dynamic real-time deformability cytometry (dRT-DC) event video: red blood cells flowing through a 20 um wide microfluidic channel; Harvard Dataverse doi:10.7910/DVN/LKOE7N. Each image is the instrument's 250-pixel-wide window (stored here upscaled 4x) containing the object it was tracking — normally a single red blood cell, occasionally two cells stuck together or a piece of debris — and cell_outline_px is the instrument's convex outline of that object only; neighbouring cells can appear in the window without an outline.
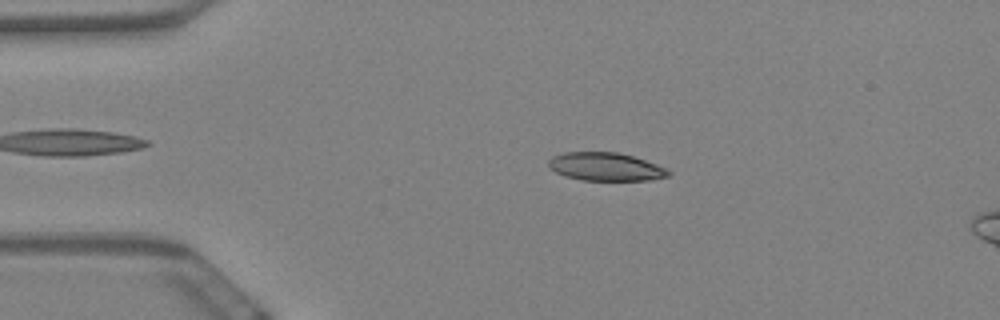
{"species": "Egyptian fruit bat (a non-hibernating species)", "species_latin": "Rousettus aegyptiacus", "temperature_condition": "warm", "stored_images_in_passage": 59, "camera_frame_rate_fps": 3000, "um_per_image_px": 0.085, "animal": {"sex": "female"}, "frame": {"image": 1, "passage_image": 12, "time_ms": 3.667, "image_size_px": [1000, 320], "cell_outline_px": [[672, 172], [668, 176], [652, 180], [580, 180], [564, 176], [548, 168], [548, 160], [552, 156], [564, 152], [616, 152], [632, 156], [656, 164]], "centroid_in_image_um": [51.43, 14.17], "position_along_channel_um": 33.6, "area_um2": 19.71}}
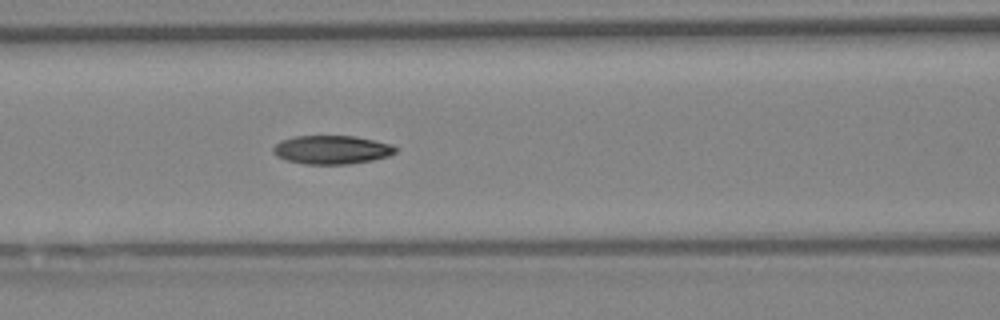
{"frame": {"image": 2, "passage_image": 25, "time_ms": 8.0, "image_size_px": [1000, 320], "cell_outline_px": [[396, 152], [388, 156], [372, 160], [348, 164], [304, 164], [284, 160], [276, 156], [272, 152], [272, 148], [280, 140], [292, 136], [356, 136], [376, 140], [392, 144], [396, 148]], "centroid_in_image_um": [28.16, 12.72], "position_along_channel_um": 138.4, "area_um2": 20.63}}
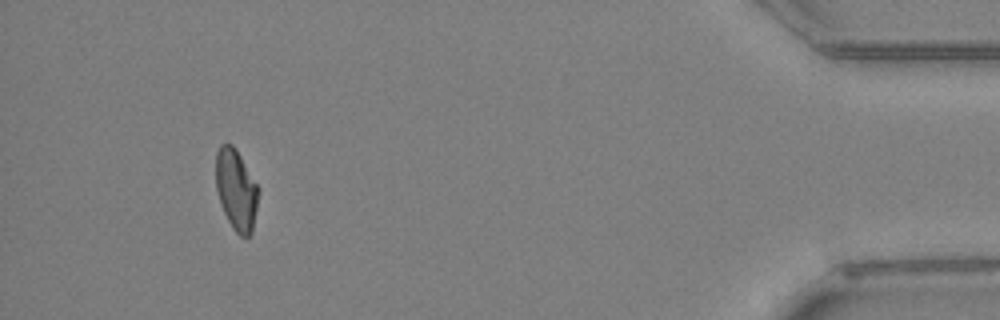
{"frame": {"image": 3, "passage_image": 55, "time_ms": 18.0, "image_size_px": [1000, 320], "cell_outline_px": [[260, 192], [252, 232], [248, 236], [240, 236], [232, 228], [224, 212], [216, 188], [216, 152], [220, 144], [232, 144], [240, 156], [260, 188]], "centroid_in_image_um": [20.09, 16.13], "position_along_channel_um": 415.1, "area_um2": 20.06}, "authors_computed_cell_mechanics": {"area_um2": 20.4612, "velocity_mm_per_s": 3.4446, "shape_relaxation_time_tau1_ms": 5.7523, "shape_relaxation_time_tau2_ms": 4.8204, "deformation_change_tau1": 0.1809, "deformation_change_tau2": 0.102}}